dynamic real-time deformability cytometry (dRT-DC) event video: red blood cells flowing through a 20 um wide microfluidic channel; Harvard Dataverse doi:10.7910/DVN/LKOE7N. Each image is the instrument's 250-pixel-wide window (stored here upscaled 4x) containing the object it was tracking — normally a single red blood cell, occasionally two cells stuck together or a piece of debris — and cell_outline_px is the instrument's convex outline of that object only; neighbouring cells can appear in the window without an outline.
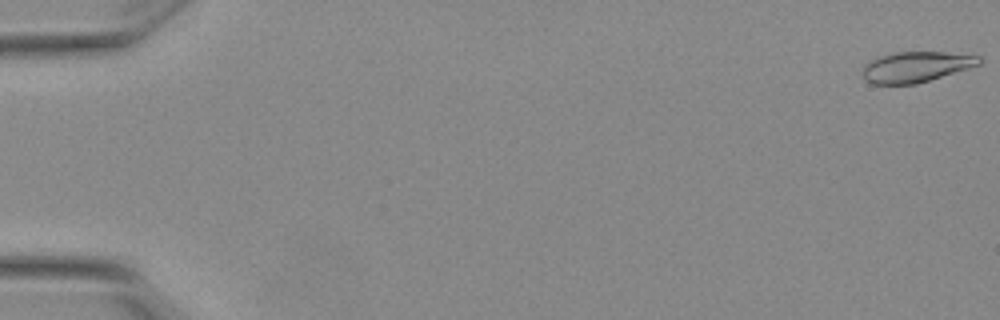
{"species": "Egyptian fruit bat (a non-hibernating species)", "species_latin": "Rousettus aegyptiacus", "temperature_condition": "warm", "stored_images_in_passage": 55, "camera_frame_rate_fps": 3000, "um_per_image_px": 0.085, "animal": {"sex": "female"}, "frame": {"image": 1, "passage_image": 1, "time_ms": 0.0, "image_size_px": [1000, 320], "cell_outline_px": [[984, 60], [980, 64], [968, 68], [916, 84], [868, 84], [864, 80], [860, 72], [864, 64], [880, 56], [892, 52], [944, 52], [980, 56]], "centroid_in_image_um": [77.8, 5.69], "position_along_channel_um": 7.2, "area_um2": 20.92}}
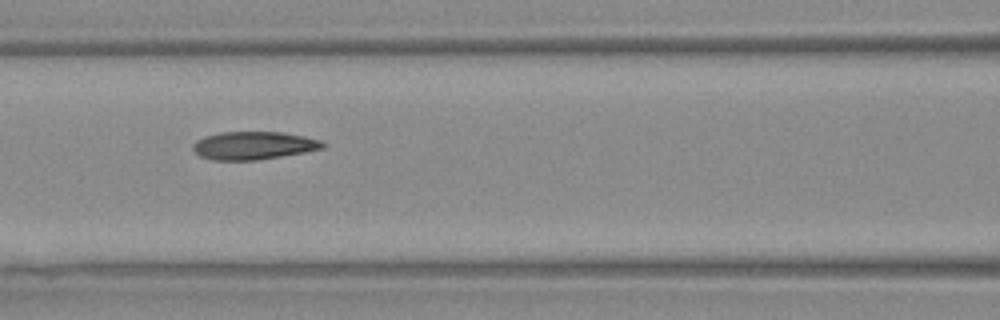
{"frame": {"image": 2, "passage_image": 25, "time_ms": 8.0, "image_size_px": [1000, 320], "cell_outline_px": [[328, 144], [324, 148], [304, 152], [256, 160], [212, 160], [200, 156], [192, 148], [192, 144], [196, 140], [204, 136], [220, 132], [280, 132], [304, 136], [320, 140]], "centroid_in_image_um": [21.54, 12.36], "position_along_channel_um": 145.1, "area_um2": 21.15}}
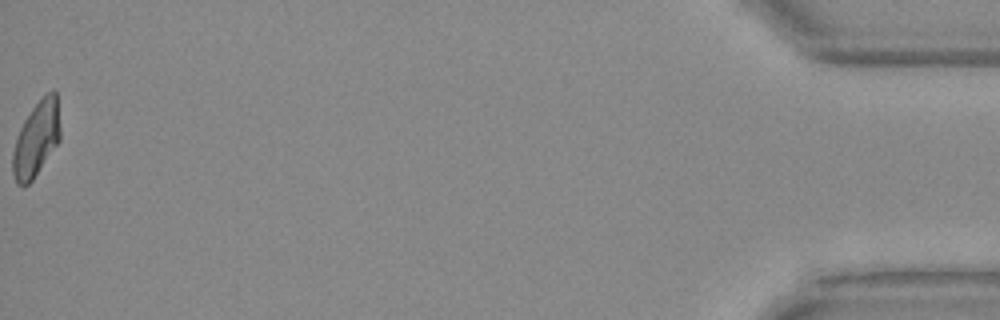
{"frame": {"image": 3, "passage_image": 55, "time_ms": 18.0, "image_size_px": [1000, 320], "cell_outline_px": [[60, 140], [32, 180], [28, 184], [16, 184], [12, 172], [12, 152], [20, 128], [24, 120], [32, 108], [52, 88], [56, 92], [60, 128]], "centroid_in_image_um": [3.08, 11.81], "position_along_channel_um": 432.1, "area_um2": 20.52}, "authors_computed_cell_mechanics": {"area_um2": 21.1548, "velocity_mm_per_s": 3.8298, "shape_relaxation_time_tau1_ms": 8.1244, "shape_relaxation_time_tau2_ms": 2.4015, "deformation_change_tau1": 0.2166, "deformation_change_tau2": 0.0915}}